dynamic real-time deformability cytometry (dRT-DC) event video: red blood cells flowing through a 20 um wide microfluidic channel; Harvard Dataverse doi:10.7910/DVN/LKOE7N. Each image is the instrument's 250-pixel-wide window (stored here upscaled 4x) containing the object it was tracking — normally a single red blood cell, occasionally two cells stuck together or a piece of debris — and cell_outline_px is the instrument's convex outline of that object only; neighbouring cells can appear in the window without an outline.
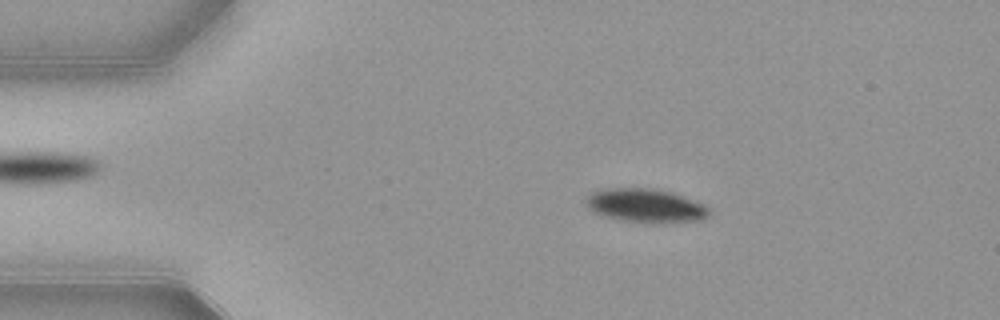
{"species": "common noctule bat (a hibernating species)", "species_latin": "Nyctalus noctula", "temperature_condition": "warm", "stored_images_in_passage": 52, "camera_frame_rate_fps": 3000, "um_per_image_px": 0.085, "animal": {"sex": "female", "body_mass_g": 21.9}, "frame": {"image": 1, "passage_image": 9, "time_ms": 2.667, "image_size_px": [1000, 320], "cell_outline_px": [[708, 216], [700, 220], [660, 224], [648, 224], [624, 220], [604, 216], [588, 208], [588, 196], [592, 192], [600, 188], [656, 188], [672, 192], [704, 204], [708, 208]], "centroid_in_image_um": [54.9, 17.48], "position_along_channel_um": 30.1, "area_um2": 24.33}}
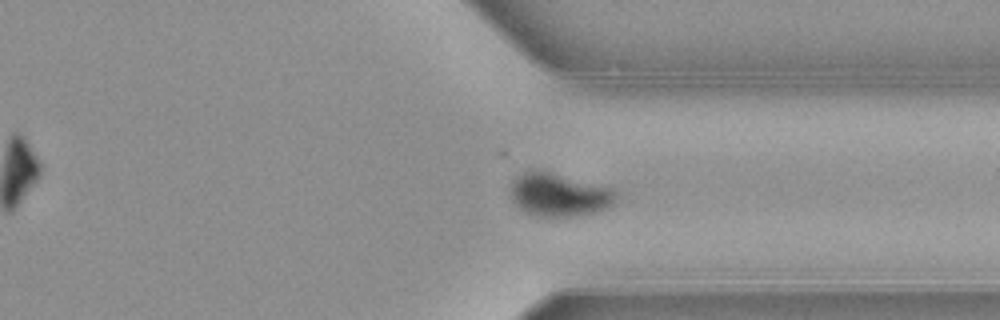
{"frame": {"image": 2, "passage_image": 39, "time_ms": 12.667, "image_size_px": [1000, 320], "cell_outline_px": [[620, 196], [612, 204], [596, 212], [576, 216], [540, 216], [528, 212], [520, 208], [512, 200], [512, 180], [516, 176], [532, 168], [540, 168], [612, 188]], "centroid_in_image_um": [47.53, 16.51], "position_along_channel_um": 363.9, "area_um2": 26.76}}
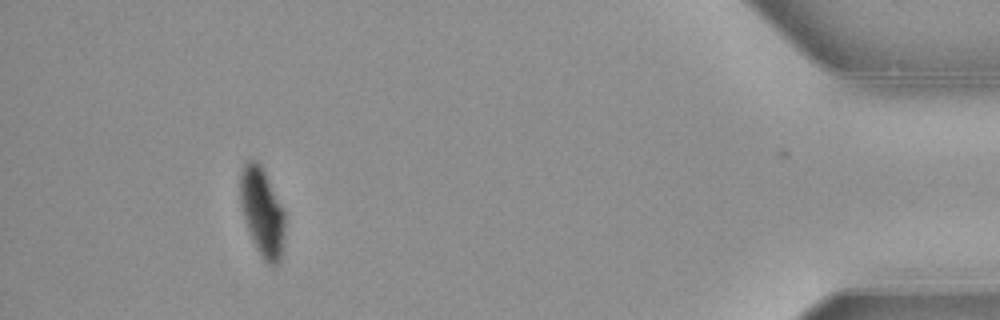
{"frame": {"image": 3, "passage_image": 48, "time_ms": 15.667, "image_size_px": [1000, 320], "cell_outline_px": [[284, 244], [280, 260], [272, 268], [264, 260], [256, 248], [252, 240], [244, 216], [240, 200], [240, 172], [244, 164], [248, 160], [256, 160], [264, 168], [284, 212]], "centroid_in_image_um": [22.29, 18.02], "position_along_channel_um": 412.9, "area_um2": 23.0}, "authors_computed_cell_mechanics": {"area_um2": 25.8077, "velocity_mm_per_s": 3.867, "shape_relaxation_time_tau1_ms": 2.1253, "shape_relaxation_time_tau2_ms": null, "deformation_change_tau1": 0.1237, "deformation_change_tau2": null}}